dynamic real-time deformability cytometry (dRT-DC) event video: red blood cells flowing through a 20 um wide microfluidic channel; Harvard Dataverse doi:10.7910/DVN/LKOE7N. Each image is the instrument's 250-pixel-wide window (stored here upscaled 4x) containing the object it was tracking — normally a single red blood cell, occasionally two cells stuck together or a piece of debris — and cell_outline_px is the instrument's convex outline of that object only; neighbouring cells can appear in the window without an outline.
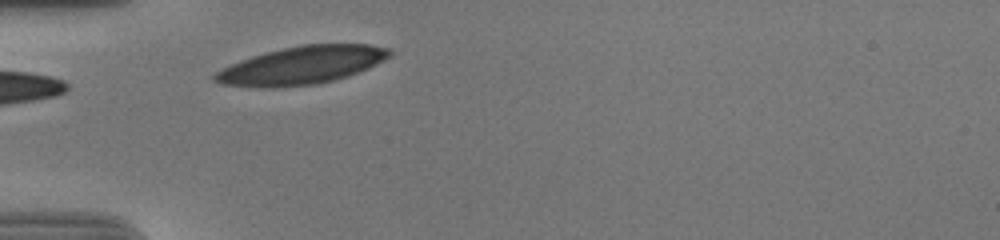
{"species": "human", "species_latin": "Homo sapiens", "temperature_condition": "cold", "stored_images_in_passage": 29, "camera_frame_rate_fps": 3000, "um_per_image_px": 0.085, "donor": {"sex": "male"}, "frame": {"image": 1, "passage_image": 1, "time_ms": 0.0, "image_size_px": [1000, 240], "cell_outline_px": [[392, 56], [368, 68], [348, 76], [316, 84], [272, 88], [224, 84], [212, 80], [212, 76], [216, 72], [240, 60], [252, 56], [300, 44], [368, 44], [388, 48], [392, 52]], "centroid_in_image_um": [25.68, 5.54], "position_along_channel_um": 59.3, "area_um2": 38.26}}
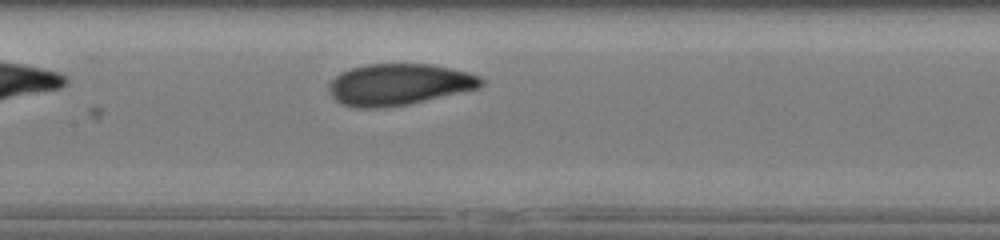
{"frame": {"image": 2, "passage_image": 11, "time_ms": 3.333, "image_size_px": [1000, 240], "cell_outline_px": [[484, 84], [480, 88], [408, 104], [384, 108], [356, 108], [344, 104], [336, 100], [332, 96], [328, 88], [328, 84], [340, 72], [364, 64], [432, 64], [480, 76], [484, 80]], "centroid_in_image_um": [33.89, 7.18], "position_along_channel_um": 173.5, "area_um2": 36.7}}
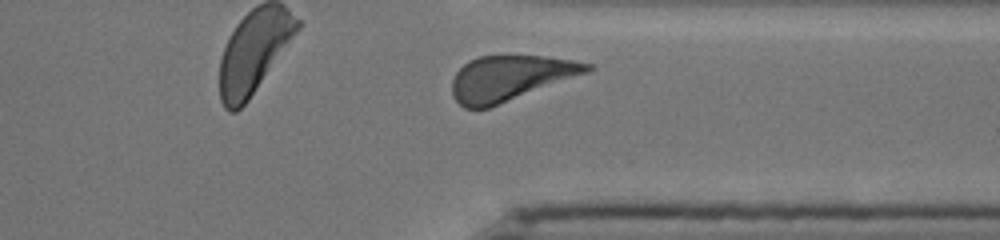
{"frame": {"image": 3, "passage_image": 27, "time_ms": 8.667, "image_size_px": [1000, 240], "cell_outline_px": [[596, 68], [588, 72], [488, 108], [464, 108], [456, 100], [452, 92], [452, 80], [456, 72], [468, 60], [480, 56], [548, 56], [572, 60], [592, 64]], "centroid_in_image_um": [43.36, 6.62], "position_along_channel_um": 368.0, "area_um2": 35.2}, "authors_computed_cell_mechanics": {"area_um2": 36.8764, "velocity_mm_per_s": 3.6429, "shape_relaxation_time_tau1_ms": 3.0676, "shape_relaxation_time_tau2_ms": null, "deformation_change_tau1": 0.1502, "deformation_change_tau2": null}}